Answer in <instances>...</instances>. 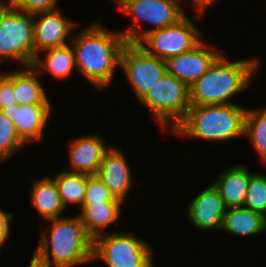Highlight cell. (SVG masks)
I'll list each match as a JSON object with an SVG mask.
<instances>
[{
	"label": "cell",
	"mask_w": 266,
	"mask_h": 267,
	"mask_svg": "<svg viewBox=\"0 0 266 267\" xmlns=\"http://www.w3.org/2000/svg\"><path fill=\"white\" fill-rule=\"evenodd\" d=\"M121 150L109 148L103 156L96 176L112 192L116 199L124 202L132 185L131 169Z\"/></svg>",
	"instance_id": "9a60e30c"
},
{
	"label": "cell",
	"mask_w": 266,
	"mask_h": 267,
	"mask_svg": "<svg viewBox=\"0 0 266 267\" xmlns=\"http://www.w3.org/2000/svg\"><path fill=\"white\" fill-rule=\"evenodd\" d=\"M28 267H53L47 260L41 258L36 252L33 254Z\"/></svg>",
	"instance_id": "4dcf8cb0"
},
{
	"label": "cell",
	"mask_w": 266,
	"mask_h": 267,
	"mask_svg": "<svg viewBox=\"0 0 266 267\" xmlns=\"http://www.w3.org/2000/svg\"><path fill=\"white\" fill-rule=\"evenodd\" d=\"M30 197L33 208L46 220L60 218L66 209L62 203L57 185L50 177L34 180Z\"/></svg>",
	"instance_id": "d6986e66"
},
{
	"label": "cell",
	"mask_w": 266,
	"mask_h": 267,
	"mask_svg": "<svg viewBox=\"0 0 266 267\" xmlns=\"http://www.w3.org/2000/svg\"><path fill=\"white\" fill-rule=\"evenodd\" d=\"M14 96V71L0 74V109L16 104Z\"/></svg>",
	"instance_id": "83f0119b"
},
{
	"label": "cell",
	"mask_w": 266,
	"mask_h": 267,
	"mask_svg": "<svg viewBox=\"0 0 266 267\" xmlns=\"http://www.w3.org/2000/svg\"><path fill=\"white\" fill-rule=\"evenodd\" d=\"M193 23L185 15L168 27L146 33L136 44L146 53L166 61L193 49L202 41L201 31Z\"/></svg>",
	"instance_id": "9c48e42d"
},
{
	"label": "cell",
	"mask_w": 266,
	"mask_h": 267,
	"mask_svg": "<svg viewBox=\"0 0 266 267\" xmlns=\"http://www.w3.org/2000/svg\"><path fill=\"white\" fill-rule=\"evenodd\" d=\"M195 6L197 7V12L198 13H203L204 10L206 9V7H208L209 5H212V3L216 2V0H193Z\"/></svg>",
	"instance_id": "1f68e13d"
},
{
	"label": "cell",
	"mask_w": 266,
	"mask_h": 267,
	"mask_svg": "<svg viewBox=\"0 0 266 267\" xmlns=\"http://www.w3.org/2000/svg\"><path fill=\"white\" fill-rule=\"evenodd\" d=\"M153 251L144 240L124 233H105L93 240L92 259L108 267H154Z\"/></svg>",
	"instance_id": "ba28073f"
},
{
	"label": "cell",
	"mask_w": 266,
	"mask_h": 267,
	"mask_svg": "<svg viewBox=\"0 0 266 267\" xmlns=\"http://www.w3.org/2000/svg\"><path fill=\"white\" fill-rule=\"evenodd\" d=\"M74 25L57 9L34 14L35 57L41 51L68 45L67 39L72 37L70 32Z\"/></svg>",
	"instance_id": "7c38bea8"
},
{
	"label": "cell",
	"mask_w": 266,
	"mask_h": 267,
	"mask_svg": "<svg viewBox=\"0 0 266 267\" xmlns=\"http://www.w3.org/2000/svg\"><path fill=\"white\" fill-rule=\"evenodd\" d=\"M226 206L214 184L202 190L187 207V216L199 230H221Z\"/></svg>",
	"instance_id": "5bb4252c"
},
{
	"label": "cell",
	"mask_w": 266,
	"mask_h": 267,
	"mask_svg": "<svg viewBox=\"0 0 266 267\" xmlns=\"http://www.w3.org/2000/svg\"><path fill=\"white\" fill-rule=\"evenodd\" d=\"M23 145L14 123L0 109V163L13 156Z\"/></svg>",
	"instance_id": "484cf974"
},
{
	"label": "cell",
	"mask_w": 266,
	"mask_h": 267,
	"mask_svg": "<svg viewBox=\"0 0 266 267\" xmlns=\"http://www.w3.org/2000/svg\"><path fill=\"white\" fill-rule=\"evenodd\" d=\"M68 159L71 172L96 175L104 154L109 149L103 138L89 134L70 141Z\"/></svg>",
	"instance_id": "2e32d148"
},
{
	"label": "cell",
	"mask_w": 266,
	"mask_h": 267,
	"mask_svg": "<svg viewBox=\"0 0 266 267\" xmlns=\"http://www.w3.org/2000/svg\"><path fill=\"white\" fill-rule=\"evenodd\" d=\"M32 66L14 72V96L18 105L51 104Z\"/></svg>",
	"instance_id": "7402d4cb"
},
{
	"label": "cell",
	"mask_w": 266,
	"mask_h": 267,
	"mask_svg": "<svg viewBox=\"0 0 266 267\" xmlns=\"http://www.w3.org/2000/svg\"><path fill=\"white\" fill-rule=\"evenodd\" d=\"M243 207L266 217V175L264 173L250 176Z\"/></svg>",
	"instance_id": "d4e9b609"
},
{
	"label": "cell",
	"mask_w": 266,
	"mask_h": 267,
	"mask_svg": "<svg viewBox=\"0 0 266 267\" xmlns=\"http://www.w3.org/2000/svg\"><path fill=\"white\" fill-rule=\"evenodd\" d=\"M207 47L208 45L201 41L193 49L168 58L165 61L167 73L190 86L222 55L220 51Z\"/></svg>",
	"instance_id": "8fae6325"
},
{
	"label": "cell",
	"mask_w": 266,
	"mask_h": 267,
	"mask_svg": "<svg viewBox=\"0 0 266 267\" xmlns=\"http://www.w3.org/2000/svg\"><path fill=\"white\" fill-rule=\"evenodd\" d=\"M258 59L230 61L221 55L189 86L191 105H223L245 89L259 67Z\"/></svg>",
	"instance_id": "7a4b0ae2"
},
{
	"label": "cell",
	"mask_w": 266,
	"mask_h": 267,
	"mask_svg": "<svg viewBox=\"0 0 266 267\" xmlns=\"http://www.w3.org/2000/svg\"><path fill=\"white\" fill-rule=\"evenodd\" d=\"M14 216L12 213L0 209V248L4 245L10 234V221ZM1 251V249H0Z\"/></svg>",
	"instance_id": "f546056e"
},
{
	"label": "cell",
	"mask_w": 266,
	"mask_h": 267,
	"mask_svg": "<svg viewBox=\"0 0 266 267\" xmlns=\"http://www.w3.org/2000/svg\"><path fill=\"white\" fill-rule=\"evenodd\" d=\"M182 0H115L118 9L125 15L132 16L131 25L122 35L128 43H137L146 33L168 27L186 14L180 4ZM147 21L153 24L152 29L142 30L138 23Z\"/></svg>",
	"instance_id": "52a82bcc"
},
{
	"label": "cell",
	"mask_w": 266,
	"mask_h": 267,
	"mask_svg": "<svg viewBox=\"0 0 266 267\" xmlns=\"http://www.w3.org/2000/svg\"><path fill=\"white\" fill-rule=\"evenodd\" d=\"M246 108L234 103L191 105L186 117L172 134L227 142L244 135Z\"/></svg>",
	"instance_id": "277c9868"
},
{
	"label": "cell",
	"mask_w": 266,
	"mask_h": 267,
	"mask_svg": "<svg viewBox=\"0 0 266 267\" xmlns=\"http://www.w3.org/2000/svg\"><path fill=\"white\" fill-rule=\"evenodd\" d=\"M259 154L263 164L266 163V107L259 110L246 109L244 137Z\"/></svg>",
	"instance_id": "cb8c5ba5"
},
{
	"label": "cell",
	"mask_w": 266,
	"mask_h": 267,
	"mask_svg": "<svg viewBox=\"0 0 266 267\" xmlns=\"http://www.w3.org/2000/svg\"><path fill=\"white\" fill-rule=\"evenodd\" d=\"M245 165H235L219 173L213 184L219 190L227 209L243 207L250 176Z\"/></svg>",
	"instance_id": "e0dca14e"
},
{
	"label": "cell",
	"mask_w": 266,
	"mask_h": 267,
	"mask_svg": "<svg viewBox=\"0 0 266 267\" xmlns=\"http://www.w3.org/2000/svg\"><path fill=\"white\" fill-rule=\"evenodd\" d=\"M140 102L154 114L163 132H172L191 107L189 86L166 72Z\"/></svg>",
	"instance_id": "5b68a950"
},
{
	"label": "cell",
	"mask_w": 266,
	"mask_h": 267,
	"mask_svg": "<svg viewBox=\"0 0 266 267\" xmlns=\"http://www.w3.org/2000/svg\"><path fill=\"white\" fill-rule=\"evenodd\" d=\"M58 0H19L14 7L28 14L55 10Z\"/></svg>",
	"instance_id": "f1b7e54d"
},
{
	"label": "cell",
	"mask_w": 266,
	"mask_h": 267,
	"mask_svg": "<svg viewBox=\"0 0 266 267\" xmlns=\"http://www.w3.org/2000/svg\"><path fill=\"white\" fill-rule=\"evenodd\" d=\"M120 68L139 100L167 72L165 60L146 53L136 43H127L123 48Z\"/></svg>",
	"instance_id": "30bf717a"
},
{
	"label": "cell",
	"mask_w": 266,
	"mask_h": 267,
	"mask_svg": "<svg viewBox=\"0 0 266 267\" xmlns=\"http://www.w3.org/2000/svg\"><path fill=\"white\" fill-rule=\"evenodd\" d=\"M48 221L51 224V233L48 235L43 230L35 250L41 258L55 267H74L93 261V240L87 235L78 214L75 217H60Z\"/></svg>",
	"instance_id": "3957f363"
},
{
	"label": "cell",
	"mask_w": 266,
	"mask_h": 267,
	"mask_svg": "<svg viewBox=\"0 0 266 267\" xmlns=\"http://www.w3.org/2000/svg\"><path fill=\"white\" fill-rule=\"evenodd\" d=\"M123 202L83 203L78 215L87 235L94 240L105 234L103 230L120 217Z\"/></svg>",
	"instance_id": "ac0fdd59"
},
{
	"label": "cell",
	"mask_w": 266,
	"mask_h": 267,
	"mask_svg": "<svg viewBox=\"0 0 266 267\" xmlns=\"http://www.w3.org/2000/svg\"><path fill=\"white\" fill-rule=\"evenodd\" d=\"M52 104H31L18 105L2 109L15 125L17 135L25 144L29 141L41 140L44 128L51 116Z\"/></svg>",
	"instance_id": "4fadbf2b"
},
{
	"label": "cell",
	"mask_w": 266,
	"mask_h": 267,
	"mask_svg": "<svg viewBox=\"0 0 266 267\" xmlns=\"http://www.w3.org/2000/svg\"><path fill=\"white\" fill-rule=\"evenodd\" d=\"M71 38L76 71L86 77L100 91L110 84L121 53L128 43L122 33L108 32L95 23Z\"/></svg>",
	"instance_id": "6da1fadb"
},
{
	"label": "cell",
	"mask_w": 266,
	"mask_h": 267,
	"mask_svg": "<svg viewBox=\"0 0 266 267\" xmlns=\"http://www.w3.org/2000/svg\"><path fill=\"white\" fill-rule=\"evenodd\" d=\"M223 230L238 236H251L266 231V217L245 207L226 209Z\"/></svg>",
	"instance_id": "ffe728a7"
},
{
	"label": "cell",
	"mask_w": 266,
	"mask_h": 267,
	"mask_svg": "<svg viewBox=\"0 0 266 267\" xmlns=\"http://www.w3.org/2000/svg\"><path fill=\"white\" fill-rule=\"evenodd\" d=\"M122 202L96 176L87 174L86 194L83 203Z\"/></svg>",
	"instance_id": "4316f807"
},
{
	"label": "cell",
	"mask_w": 266,
	"mask_h": 267,
	"mask_svg": "<svg viewBox=\"0 0 266 267\" xmlns=\"http://www.w3.org/2000/svg\"><path fill=\"white\" fill-rule=\"evenodd\" d=\"M19 0H7L5 1L7 4L14 6Z\"/></svg>",
	"instance_id": "836d02e7"
},
{
	"label": "cell",
	"mask_w": 266,
	"mask_h": 267,
	"mask_svg": "<svg viewBox=\"0 0 266 267\" xmlns=\"http://www.w3.org/2000/svg\"><path fill=\"white\" fill-rule=\"evenodd\" d=\"M57 185L59 195L62 203L66 208L69 204H78L80 207L86 194L87 174L71 172L70 170H63L53 178Z\"/></svg>",
	"instance_id": "603a6c76"
},
{
	"label": "cell",
	"mask_w": 266,
	"mask_h": 267,
	"mask_svg": "<svg viewBox=\"0 0 266 267\" xmlns=\"http://www.w3.org/2000/svg\"><path fill=\"white\" fill-rule=\"evenodd\" d=\"M8 58L20 61L23 68L32 66L35 59L34 14L14 6L0 20V64Z\"/></svg>",
	"instance_id": "8992f818"
},
{
	"label": "cell",
	"mask_w": 266,
	"mask_h": 267,
	"mask_svg": "<svg viewBox=\"0 0 266 267\" xmlns=\"http://www.w3.org/2000/svg\"><path fill=\"white\" fill-rule=\"evenodd\" d=\"M11 7V5L7 4L5 1L0 0V20L3 14Z\"/></svg>",
	"instance_id": "d6a6232c"
},
{
	"label": "cell",
	"mask_w": 266,
	"mask_h": 267,
	"mask_svg": "<svg viewBox=\"0 0 266 267\" xmlns=\"http://www.w3.org/2000/svg\"><path fill=\"white\" fill-rule=\"evenodd\" d=\"M44 58L41 60L37 55L33 61L32 67L40 73L47 70L59 79L71 76L73 70H76L75 54L73 46L66 45L63 47L50 48L45 51Z\"/></svg>",
	"instance_id": "44dd1931"
}]
</instances>
